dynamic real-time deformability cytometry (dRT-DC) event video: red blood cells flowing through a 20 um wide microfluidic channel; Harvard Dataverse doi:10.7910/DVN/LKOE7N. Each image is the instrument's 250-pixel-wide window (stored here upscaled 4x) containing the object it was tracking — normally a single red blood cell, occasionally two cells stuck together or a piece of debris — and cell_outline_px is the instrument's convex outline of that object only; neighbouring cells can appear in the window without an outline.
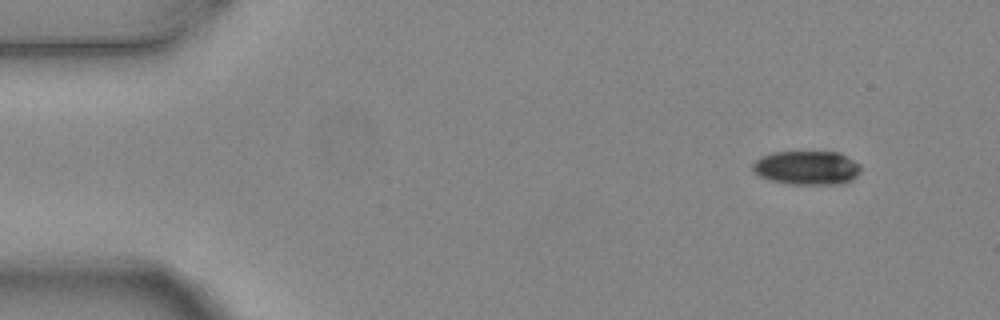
{"species": "common noctule bat (a hibernating species)", "species_latin": "Nyctalus noctula", "temperature_condition": "warm", "stored_images_in_passage": 3, "camera_frame_rate_fps": 3000, "um_per_image_px": 0.085, "animal": {"sex": "female", "body_mass_g": 24.6, "forearm_length_mm": 56.2}, "frame": {"image": 1, "passage_image": 1, "time_ms": 0.0, "image_size_px": [1000, 320], "cell_outline_px": [[860, 172], [852, 180], [840, 184], [788, 184], [768, 180], [752, 172], [752, 164], [760, 156], [772, 152], [840, 152], [860, 164]], "centroid_in_image_um": [68.56, 14.26], "position_along_channel_um": 16.4, "area_um2": 21.62}}
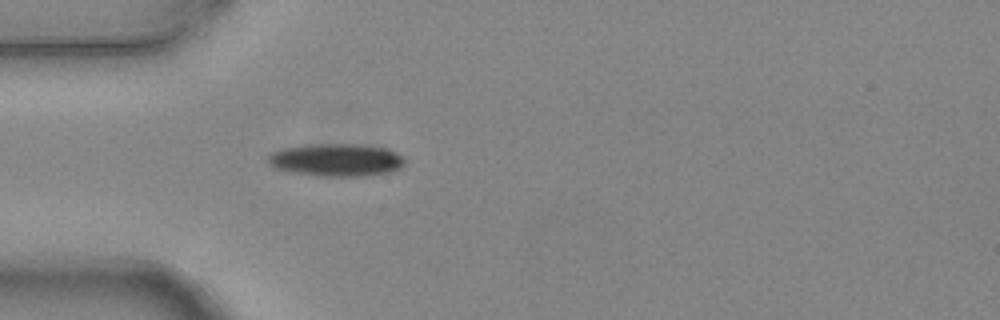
{"frame": {"image": 2, "passage_image": 3, "time_ms": 0.667, "image_size_px": [1000, 320], "cell_outline_px": [[404, 164], [400, 168], [392, 172], [356, 176], [320, 176], [288, 172], [276, 168], [268, 164], [268, 156], [272, 152], [280, 148], [316, 144], [356, 144], [388, 148], [404, 156]], "centroid_in_image_um": [28.58, 13.59], "position_along_channel_um": 56.4, "area_um2": 26.18}}